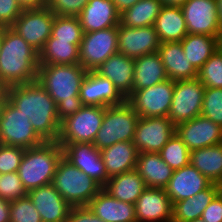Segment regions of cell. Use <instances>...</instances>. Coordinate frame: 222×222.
Segmentation results:
<instances>
[{
	"instance_id": "cell-1",
	"label": "cell",
	"mask_w": 222,
	"mask_h": 222,
	"mask_svg": "<svg viewBox=\"0 0 222 222\" xmlns=\"http://www.w3.org/2000/svg\"><path fill=\"white\" fill-rule=\"evenodd\" d=\"M8 101L27 116L33 129L44 141H57L61 121L57 105L37 81L8 88Z\"/></svg>"
},
{
	"instance_id": "cell-2",
	"label": "cell",
	"mask_w": 222,
	"mask_h": 222,
	"mask_svg": "<svg viewBox=\"0 0 222 222\" xmlns=\"http://www.w3.org/2000/svg\"><path fill=\"white\" fill-rule=\"evenodd\" d=\"M87 72L79 64L39 65L36 81L55 101L60 121L84 106L79 92Z\"/></svg>"
},
{
	"instance_id": "cell-3",
	"label": "cell",
	"mask_w": 222,
	"mask_h": 222,
	"mask_svg": "<svg viewBox=\"0 0 222 222\" xmlns=\"http://www.w3.org/2000/svg\"><path fill=\"white\" fill-rule=\"evenodd\" d=\"M39 53L11 27H3L0 84L7 87L36 81Z\"/></svg>"
},
{
	"instance_id": "cell-4",
	"label": "cell",
	"mask_w": 222,
	"mask_h": 222,
	"mask_svg": "<svg viewBox=\"0 0 222 222\" xmlns=\"http://www.w3.org/2000/svg\"><path fill=\"white\" fill-rule=\"evenodd\" d=\"M63 148L57 141L25 149L18 175L27 193L41 186L52 184Z\"/></svg>"
},
{
	"instance_id": "cell-5",
	"label": "cell",
	"mask_w": 222,
	"mask_h": 222,
	"mask_svg": "<svg viewBox=\"0 0 222 222\" xmlns=\"http://www.w3.org/2000/svg\"><path fill=\"white\" fill-rule=\"evenodd\" d=\"M52 185L72 207L87 206L102 189L98 182L64 157L58 163Z\"/></svg>"
},
{
	"instance_id": "cell-6",
	"label": "cell",
	"mask_w": 222,
	"mask_h": 222,
	"mask_svg": "<svg viewBox=\"0 0 222 222\" xmlns=\"http://www.w3.org/2000/svg\"><path fill=\"white\" fill-rule=\"evenodd\" d=\"M138 119V114L127 101L105 107L102 125L93 145L102 150L120 141H133Z\"/></svg>"
},
{
	"instance_id": "cell-7",
	"label": "cell",
	"mask_w": 222,
	"mask_h": 222,
	"mask_svg": "<svg viewBox=\"0 0 222 222\" xmlns=\"http://www.w3.org/2000/svg\"><path fill=\"white\" fill-rule=\"evenodd\" d=\"M44 142L29 118L7 100L0 114V144L27 149Z\"/></svg>"
},
{
	"instance_id": "cell-8",
	"label": "cell",
	"mask_w": 222,
	"mask_h": 222,
	"mask_svg": "<svg viewBox=\"0 0 222 222\" xmlns=\"http://www.w3.org/2000/svg\"><path fill=\"white\" fill-rule=\"evenodd\" d=\"M105 107L84 105L61 121L58 143H93L102 125Z\"/></svg>"
},
{
	"instance_id": "cell-9",
	"label": "cell",
	"mask_w": 222,
	"mask_h": 222,
	"mask_svg": "<svg viewBox=\"0 0 222 222\" xmlns=\"http://www.w3.org/2000/svg\"><path fill=\"white\" fill-rule=\"evenodd\" d=\"M175 81L167 79L159 84L132 91L126 98L139 117H168Z\"/></svg>"
},
{
	"instance_id": "cell-10",
	"label": "cell",
	"mask_w": 222,
	"mask_h": 222,
	"mask_svg": "<svg viewBox=\"0 0 222 222\" xmlns=\"http://www.w3.org/2000/svg\"><path fill=\"white\" fill-rule=\"evenodd\" d=\"M118 52V26L84 33L79 46V65L87 71L96 70Z\"/></svg>"
},
{
	"instance_id": "cell-11",
	"label": "cell",
	"mask_w": 222,
	"mask_h": 222,
	"mask_svg": "<svg viewBox=\"0 0 222 222\" xmlns=\"http://www.w3.org/2000/svg\"><path fill=\"white\" fill-rule=\"evenodd\" d=\"M205 87L198 78L176 80L168 118L176 126L201 115Z\"/></svg>"
},
{
	"instance_id": "cell-12",
	"label": "cell",
	"mask_w": 222,
	"mask_h": 222,
	"mask_svg": "<svg viewBox=\"0 0 222 222\" xmlns=\"http://www.w3.org/2000/svg\"><path fill=\"white\" fill-rule=\"evenodd\" d=\"M54 18L47 7L23 10L11 28L39 53L51 36Z\"/></svg>"
},
{
	"instance_id": "cell-13",
	"label": "cell",
	"mask_w": 222,
	"mask_h": 222,
	"mask_svg": "<svg viewBox=\"0 0 222 222\" xmlns=\"http://www.w3.org/2000/svg\"><path fill=\"white\" fill-rule=\"evenodd\" d=\"M175 131L168 117H139L133 143L139 153H159Z\"/></svg>"
},
{
	"instance_id": "cell-14",
	"label": "cell",
	"mask_w": 222,
	"mask_h": 222,
	"mask_svg": "<svg viewBox=\"0 0 222 222\" xmlns=\"http://www.w3.org/2000/svg\"><path fill=\"white\" fill-rule=\"evenodd\" d=\"M63 148V157L87 176L93 178L102 187L109 177L101 152L93 143H59Z\"/></svg>"
},
{
	"instance_id": "cell-15",
	"label": "cell",
	"mask_w": 222,
	"mask_h": 222,
	"mask_svg": "<svg viewBox=\"0 0 222 222\" xmlns=\"http://www.w3.org/2000/svg\"><path fill=\"white\" fill-rule=\"evenodd\" d=\"M188 34L218 37L221 30L216 0H186L181 6Z\"/></svg>"
},
{
	"instance_id": "cell-16",
	"label": "cell",
	"mask_w": 222,
	"mask_h": 222,
	"mask_svg": "<svg viewBox=\"0 0 222 222\" xmlns=\"http://www.w3.org/2000/svg\"><path fill=\"white\" fill-rule=\"evenodd\" d=\"M175 133L190 152L222 143V127L202 115L177 124Z\"/></svg>"
},
{
	"instance_id": "cell-17",
	"label": "cell",
	"mask_w": 222,
	"mask_h": 222,
	"mask_svg": "<svg viewBox=\"0 0 222 222\" xmlns=\"http://www.w3.org/2000/svg\"><path fill=\"white\" fill-rule=\"evenodd\" d=\"M79 98L83 105L99 107L120 105L126 101L115 85L95 70L88 71L82 80Z\"/></svg>"
},
{
	"instance_id": "cell-18",
	"label": "cell",
	"mask_w": 222,
	"mask_h": 222,
	"mask_svg": "<svg viewBox=\"0 0 222 222\" xmlns=\"http://www.w3.org/2000/svg\"><path fill=\"white\" fill-rule=\"evenodd\" d=\"M160 45L154 26L133 28L118 25V52L132 59L155 53Z\"/></svg>"
},
{
	"instance_id": "cell-19",
	"label": "cell",
	"mask_w": 222,
	"mask_h": 222,
	"mask_svg": "<svg viewBox=\"0 0 222 222\" xmlns=\"http://www.w3.org/2000/svg\"><path fill=\"white\" fill-rule=\"evenodd\" d=\"M134 205L137 222H172L173 205L165 189L147 187Z\"/></svg>"
},
{
	"instance_id": "cell-20",
	"label": "cell",
	"mask_w": 222,
	"mask_h": 222,
	"mask_svg": "<svg viewBox=\"0 0 222 222\" xmlns=\"http://www.w3.org/2000/svg\"><path fill=\"white\" fill-rule=\"evenodd\" d=\"M40 214L42 222H66L71 205L52 184L33 189L27 193Z\"/></svg>"
},
{
	"instance_id": "cell-21",
	"label": "cell",
	"mask_w": 222,
	"mask_h": 222,
	"mask_svg": "<svg viewBox=\"0 0 222 222\" xmlns=\"http://www.w3.org/2000/svg\"><path fill=\"white\" fill-rule=\"evenodd\" d=\"M211 184L210 180L189 163L174 170L165 191L173 205L175 202L193 197L198 192L207 189Z\"/></svg>"
},
{
	"instance_id": "cell-22",
	"label": "cell",
	"mask_w": 222,
	"mask_h": 222,
	"mask_svg": "<svg viewBox=\"0 0 222 222\" xmlns=\"http://www.w3.org/2000/svg\"><path fill=\"white\" fill-rule=\"evenodd\" d=\"M77 17L84 33L116 27L120 24V13L112 0H89Z\"/></svg>"
},
{
	"instance_id": "cell-23",
	"label": "cell",
	"mask_w": 222,
	"mask_h": 222,
	"mask_svg": "<svg viewBox=\"0 0 222 222\" xmlns=\"http://www.w3.org/2000/svg\"><path fill=\"white\" fill-rule=\"evenodd\" d=\"M95 71L101 76L108 78L125 98L132 93L134 59L117 52L110 56Z\"/></svg>"
},
{
	"instance_id": "cell-24",
	"label": "cell",
	"mask_w": 222,
	"mask_h": 222,
	"mask_svg": "<svg viewBox=\"0 0 222 222\" xmlns=\"http://www.w3.org/2000/svg\"><path fill=\"white\" fill-rule=\"evenodd\" d=\"M157 53L162 60L168 79L176 81L198 77V70L189 63L180 41L161 43Z\"/></svg>"
},
{
	"instance_id": "cell-25",
	"label": "cell",
	"mask_w": 222,
	"mask_h": 222,
	"mask_svg": "<svg viewBox=\"0 0 222 222\" xmlns=\"http://www.w3.org/2000/svg\"><path fill=\"white\" fill-rule=\"evenodd\" d=\"M88 206L105 222H137L135 205L114 198L103 188L92 198Z\"/></svg>"
},
{
	"instance_id": "cell-26",
	"label": "cell",
	"mask_w": 222,
	"mask_h": 222,
	"mask_svg": "<svg viewBox=\"0 0 222 222\" xmlns=\"http://www.w3.org/2000/svg\"><path fill=\"white\" fill-rule=\"evenodd\" d=\"M100 152L109 178L136 168L139 152L133 141H120Z\"/></svg>"
},
{
	"instance_id": "cell-27",
	"label": "cell",
	"mask_w": 222,
	"mask_h": 222,
	"mask_svg": "<svg viewBox=\"0 0 222 222\" xmlns=\"http://www.w3.org/2000/svg\"><path fill=\"white\" fill-rule=\"evenodd\" d=\"M135 170L147 187L165 189L174 170L161 158L159 153H139Z\"/></svg>"
},
{
	"instance_id": "cell-28",
	"label": "cell",
	"mask_w": 222,
	"mask_h": 222,
	"mask_svg": "<svg viewBox=\"0 0 222 222\" xmlns=\"http://www.w3.org/2000/svg\"><path fill=\"white\" fill-rule=\"evenodd\" d=\"M153 26L161 43L179 42L188 34L181 6H163Z\"/></svg>"
},
{
	"instance_id": "cell-29",
	"label": "cell",
	"mask_w": 222,
	"mask_h": 222,
	"mask_svg": "<svg viewBox=\"0 0 222 222\" xmlns=\"http://www.w3.org/2000/svg\"><path fill=\"white\" fill-rule=\"evenodd\" d=\"M220 192V185L212 183L193 197L175 202L172 208V222H189L201 218L205 208Z\"/></svg>"
},
{
	"instance_id": "cell-30",
	"label": "cell",
	"mask_w": 222,
	"mask_h": 222,
	"mask_svg": "<svg viewBox=\"0 0 222 222\" xmlns=\"http://www.w3.org/2000/svg\"><path fill=\"white\" fill-rule=\"evenodd\" d=\"M102 188L120 201L135 204L147 186L139 173L132 170L110 177Z\"/></svg>"
},
{
	"instance_id": "cell-31",
	"label": "cell",
	"mask_w": 222,
	"mask_h": 222,
	"mask_svg": "<svg viewBox=\"0 0 222 222\" xmlns=\"http://www.w3.org/2000/svg\"><path fill=\"white\" fill-rule=\"evenodd\" d=\"M167 79L164 65L157 52L134 59L133 91L151 87Z\"/></svg>"
},
{
	"instance_id": "cell-32",
	"label": "cell",
	"mask_w": 222,
	"mask_h": 222,
	"mask_svg": "<svg viewBox=\"0 0 222 222\" xmlns=\"http://www.w3.org/2000/svg\"><path fill=\"white\" fill-rule=\"evenodd\" d=\"M190 164L215 184H222V143L190 152Z\"/></svg>"
},
{
	"instance_id": "cell-33",
	"label": "cell",
	"mask_w": 222,
	"mask_h": 222,
	"mask_svg": "<svg viewBox=\"0 0 222 222\" xmlns=\"http://www.w3.org/2000/svg\"><path fill=\"white\" fill-rule=\"evenodd\" d=\"M180 42L189 63L198 71L218 50L217 37L205 34H187Z\"/></svg>"
},
{
	"instance_id": "cell-34",
	"label": "cell",
	"mask_w": 222,
	"mask_h": 222,
	"mask_svg": "<svg viewBox=\"0 0 222 222\" xmlns=\"http://www.w3.org/2000/svg\"><path fill=\"white\" fill-rule=\"evenodd\" d=\"M163 6L161 0H139L120 13V24L133 28L153 26Z\"/></svg>"
},
{
	"instance_id": "cell-35",
	"label": "cell",
	"mask_w": 222,
	"mask_h": 222,
	"mask_svg": "<svg viewBox=\"0 0 222 222\" xmlns=\"http://www.w3.org/2000/svg\"><path fill=\"white\" fill-rule=\"evenodd\" d=\"M79 64V47L70 41H46L39 52V65Z\"/></svg>"
},
{
	"instance_id": "cell-36",
	"label": "cell",
	"mask_w": 222,
	"mask_h": 222,
	"mask_svg": "<svg viewBox=\"0 0 222 222\" xmlns=\"http://www.w3.org/2000/svg\"><path fill=\"white\" fill-rule=\"evenodd\" d=\"M84 31L78 17L55 15L51 36L47 41H70L78 47L83 39Z\"/></svg>"
},
{
	"instance_id": "cell-37",
	"label": "cell",
	"mask_w": 222,
	"mask_h": 222,
	"mask_svg": "<svg viewBox=\"0 0 222 222\" xmlns=\"http://www.w3.org/2000/svg\"><path fill=\"white\" fill-rule=\"evenodd\" d=\"M159 154L173 170L190 163V151L176 133L163 146Z\"/></svg>"
},
{
	"instance_id": "cell-38",
	"label": "cell",
	"mask_w": 222,
	"mask_h": 222,
	"mask_svg": "<svg viewBox=\"0 0 222 222\" xmlns=\"http://www.w3.org/2000/svg\"><path fill=\"white\" fill-rule=\"evenodd\" d=\"M200 82L205 88H222V52L217 50L198 71Z\"/></svg>"
},
{
	"instance_id": "cell-39",
	"label": "cell",
	"mask_w": 222,
	"mask_h": 222,
	"mask_svg": "<svg viewBox=\"0 0 222 222\" xmlns=\"http://www.w3.org/2000/svg\"><path fill=\"white\" fill-rule=\"evenodd\" d=\"M201 115L222 127V88H205Z\"/></svg>"
},
{
	"instance_id": "cell-40",
	"label": "cell",
	"mask_w": 222,
	"mask_h": 222,
	"mask_svg": "<svg viewBox=\"0 0 222 222\" xmlns=\"http://www.w3.org/2000/svg\"><path fill=\"white\" fill-rule=\"evenodd\" d=\"M10 222H42L28 195L10 202Z\"/></svg>"
},
{
	"instance_id": "cell-41",
	"label": "cell",
	"mask_w": 222,
	"mask_h": 222,
	"mask_svg": "<svg viewBox=\"0 0 222 222\" xmlns=\"http://www.w3.org/2000/svg\"><path fill=\"white\" fill-rule=\"evenodd\" d=\"M27 195L18 172L0 175V197L8 202L16 201Z\"/></svg>"
},
{
	"instance_id": "cell-42",
	"label": "cell",
	"mask_w": 222,
	"mask_h": 222,
	"mask_svg": "<svg viewBox=\"0 0 222 222\" xmlns=\"http://www.w3.org/2000/svg\"><path fill=\"white\" fill-rule=\"evenodd\" d=\"M25 149L0 144V175L18 172Z\"/></svg>"
},
{
	"instance_id": "cell-43",
	"label": "cell",
	"mask_w": 222,
	"mask_h": 222,
	"mask_svg": "<svg viewBox=\"0 0 222 222\" xmlns=\"http://www.w3.org/2000/svg\"><path fill=\"white\" fill-rule=\"evenodd\" d=\"M89 0H47V8L57 16L77 17Z\"/></svg>"
},
{
	"instance_id": "cell-44",
	"label": "cell",
	"mask_w": 222,
	"mask_h": 222,
	"mask_svg": "<svg viewBox=\"0 0 222 222\" xmlns=\"http://www.w3.org/2000/svg\"><path fill=\"white\" fill-rule=\"evenodd\" d=\"M22 11L17 0H0V26L11 27Z\"/></svg>"
},
{
	"instance_id": "cell-45",
	"label": "cell",
	"mask_w": 222,
	"mask_h": 222,
	"mask_svg": "<svg viewBox=\"0 0 222 222\" xmlns=\"http://www.w3.org/2000/svg\"><path fill=\"white\" fill-rule=\"evenodd\" d=\"M66 222H105V221L96 216L87 205V206L71 207Z\"/></svg>"
},
{
	"instance_id": "cell-46",
	"label": "cell",
	"mask_w": 222,
	"mask_h": 222,
	"mask_svg": "<svg viewBox=\"0 0 222 222\" xmlns=\"http://www.w3.org/2000/svg\"><path fill=\"white\" fill-rule=\"evenodd\" d=\"M201 218L205 222H222V192L208 204Z\"/></svg>"
},
{
	"instance_id": "cell-47",
	"label": "cell",
	"mask_w": 222,
	"mask_h": 222,
	"mask_svg": "<svg viewBox=\"0 0 222 222\" xmlns=\"http://www.w3.org/2000/svg\"><path fill=\"white\" fill-rule=\"evenodd\" d=\"M22 10L39 9L47 6V0H17Z\"/></svg>"
},
{
	"instance_id": "cell-48",
	"label": "cell",
	"mask_w": 222,
	"mask_h": 222,
	"mask_svg": "<svg viewBox=\"0 0 222 222\" xmlns=\"http://www.w3.org/2000/svg\"><path fill=\"white\" fill-rule=\"evenodd\" d=\"M0 222H10V202L0 197Z\"/></svg>"
},
{
	"instance_id": "cell-49",
	"label": "cell",
	"mask_w": 222,
	"mask_h": 222,
	"mask_svg": "<svg viewBox=\"0 0 222 222\" xmlns=\"http://www.w3.org/2000/svg\"><path fill=\"white\" fill-rule=\"evenodd\" d=\"M119 13L135 5L139 0H112Z\"/></svg>"
},
{
	"instance_id": "cell-50",
	"label": "cell",
	"mask_w": 222,
	"mask_h": 222,
	"mask_svg": "<svg viewBox=\"0 0 222 222\" xmlns=\"http://www.w3.org/2000/svg\"><path fill=\"white\" fill-rule=\"evenodd\" d=\"M8 88L9 87L0 84V114L3 108V105L8 100Z\"/></svg>"
},
{
	"instance_id": "cell-51",
	"label": "cell",
	"mask_w": 222,
	"mask_h": 222,
	"mask_svg": "<svg viewBox=\"0 0 222 222\" xmlns=\"http://www.w3.org/2000/svg\"><path fill=\"white\" fill-rule=\"evenodd\" d=\"M164 6H182L186 0H161Z\"/></svg>"
},
{
	"instance_id": "cell-52",
	"label": "cell",
	"mask_w": 222,
	"mask_h": 222,
	"mask_svg": "<svg viewBox=\"0 0 222 222\" xmlns=\"http://www.w3.org/2000/svg\"><path fill=\"white\" fill-rule=\"evenodd\" d=\"M217 2V15L220 23V27L222 29V0H216Z\"/></svg>"
},
{
	"instance_id": "cell-53",
	"label": "cell",
	"mask_w": 222,
	"mask_h": 222,
	"mask_svg": "<svg viewBox=\"0 0 222 222\" xmlns=\"http://www.w3.org/2000/svg\"><path fill=\"white\" fill-rule=\"evenodd\" d=\"M218 50L222 52V29L220 30L217 37Z\"/></svg>"
},
{
	"instance_id": "cell-54",
	"label": "cell",
	"mask_w": 222,
	"mask_h": 222,
	"mask_svg": "<svg viewBox=\"0 0 222 222\" xmlns=\"http://www.w3.org/2000/svg\"><path fill=\"white\" fill-rule=\"evenodd\" d=\"M2 37H3V27L0 26V44H1V41H2Z\"/></svg>"
},
{
	"instance_id": "cell-55",
	"label": "cell",
	"mask_w": 222,
	"mask_h": 222,
	"mask_svg": "<svg viewBox=\"0 0 222 222\" xmlns=\"http://www.w3.org/2000/svg\"><path fill=\"white\" fill-rule=\"evenodd\" d=\"M189 222H205L202 218H198Z\"/></svg>"
}]
</instances>
